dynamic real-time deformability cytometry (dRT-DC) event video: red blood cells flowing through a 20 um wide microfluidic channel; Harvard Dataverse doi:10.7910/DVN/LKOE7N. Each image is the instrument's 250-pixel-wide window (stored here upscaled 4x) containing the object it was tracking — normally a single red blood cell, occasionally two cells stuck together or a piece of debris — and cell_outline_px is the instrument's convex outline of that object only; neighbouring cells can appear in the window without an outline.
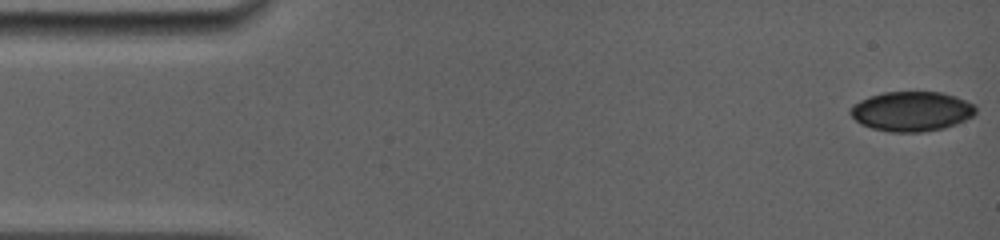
{"species": "common noctule bat (a hibernating species)", "species_latin": "Nyctalus noctula", "temperature_condition": "room temperature", "stored_images_in_passage": 3, "camera_frame_rate_fps": 5000, "um_per_image_px": 0.085, "animal": {"sex": "female", "body_mass_g": 19.0, "forearm_length_mm": 56.7}, "frame": {"image": 1, "passage_image": 1, "time_ms": 0.0, "image_size_px": [1000, 240], "cell_outline_px": [[976, 112], [972, 116], [956, 124], [944, 128], [920, 132], [888, 132], [872, 128], [860, 124], [848, 112], [852, 104], [868, 96], [884, 92], [940, 92], [956, 96], [976, 104]], "centroid_in_image_um": [77.47, 9.46], "position_along_channel_um": 7.5, "area_um2": 29.25}}